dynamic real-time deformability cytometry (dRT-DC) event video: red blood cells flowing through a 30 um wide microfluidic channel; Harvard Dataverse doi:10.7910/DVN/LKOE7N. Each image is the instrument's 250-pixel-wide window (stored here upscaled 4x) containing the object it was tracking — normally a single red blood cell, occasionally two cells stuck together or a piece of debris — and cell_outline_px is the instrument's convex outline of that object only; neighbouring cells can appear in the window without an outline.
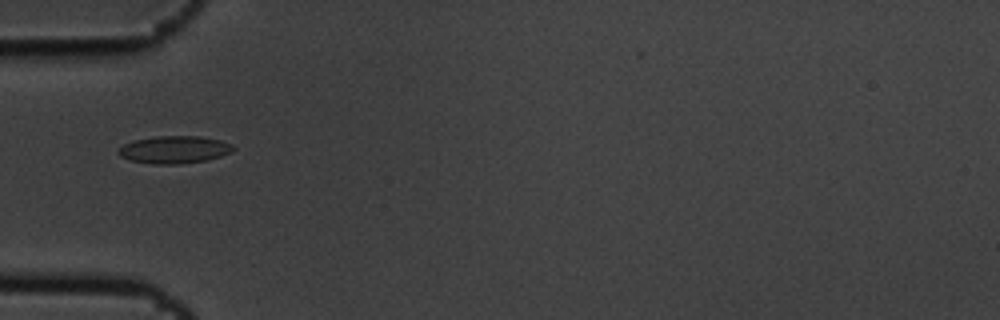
{"species": "common noctule bat (a hibernating species)", "species_latin": "Nyctalus noctula", "temperature_condition": "cold", "stored_images_in_passage": 5, "camera_frame_rate_fps": 3000, "um_per_image_px": 0.085, "animal": {"sex": "male", "body_mass_g": 19.5, "forearm_length_mm": 54.6}, "frame": {"image": 1, "passage_image": 3, "time_ms": 0.667, "image_size_px": [1000, 320], "cell_outline_px": [[236, 148], [232, 152], [208, 160], [180, 164], [152, 164], [132, 160], [120, 156], [116, 152], [124, 144], [136, 140], [156, 136], [200, 136], [220, 140], [232, 144]], "centroid_in_image_um": [14.85, 12.72], "position_along_channel_um": 70.1, "area_um2": 18.38}}
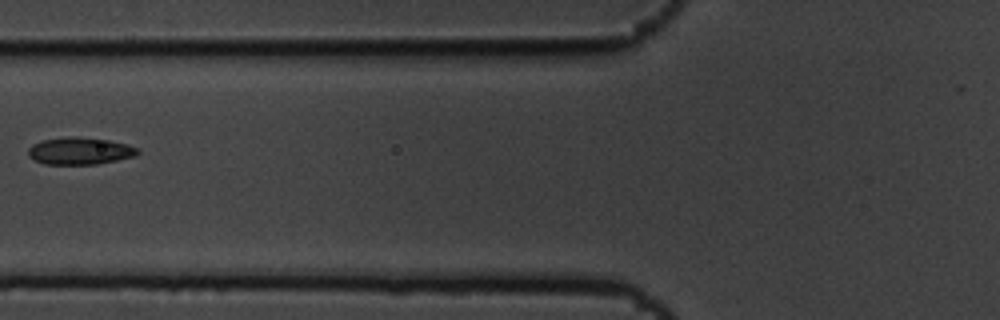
{"frame": {"image": 2, "passage_image": 4, "time_ms": 1.0, "image_size_px": [1000, 320], "cell_outline_px": [[140, 152], [136, 156], [96, 164], [44, 164], [28, 156], [28, 148], [32, 144], [44, 140], [68, 136], [72, 136], [108, 140], [128, 144], [136, 148]], "centroid_in_image_um": [6.78, 12.83], "position_along_channel_um": 119.0, "area_um2": 17.22}}
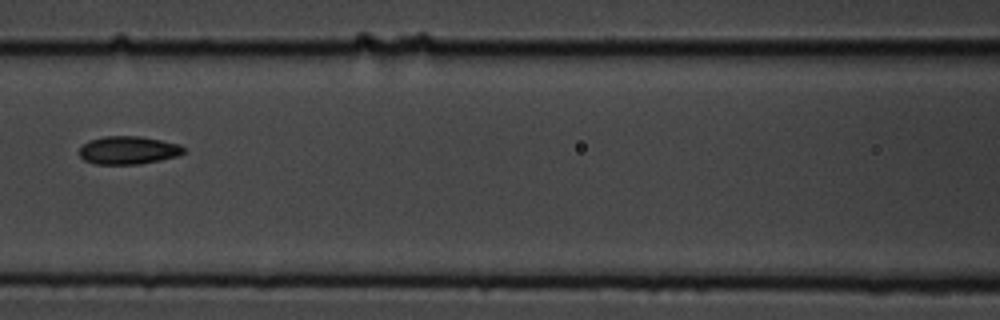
{"frame": {"image": 3, "passage_image": 5, "time_ms": 1.333, "image_size_px": [1000, 320], "cell_outline_px": [[184, 152], [176, 156], [160, 160], [140, 164], [92, 164], [84, 160], [80, 156], [80, 148], [84, 144], [92, 140], [104, 136], [140, 136], [180, 144], [184, 148]], "centroid_in_image_um": [10.9, 12.77], "position_along_channel_um": 155.7, "area_um2": 16.94}}